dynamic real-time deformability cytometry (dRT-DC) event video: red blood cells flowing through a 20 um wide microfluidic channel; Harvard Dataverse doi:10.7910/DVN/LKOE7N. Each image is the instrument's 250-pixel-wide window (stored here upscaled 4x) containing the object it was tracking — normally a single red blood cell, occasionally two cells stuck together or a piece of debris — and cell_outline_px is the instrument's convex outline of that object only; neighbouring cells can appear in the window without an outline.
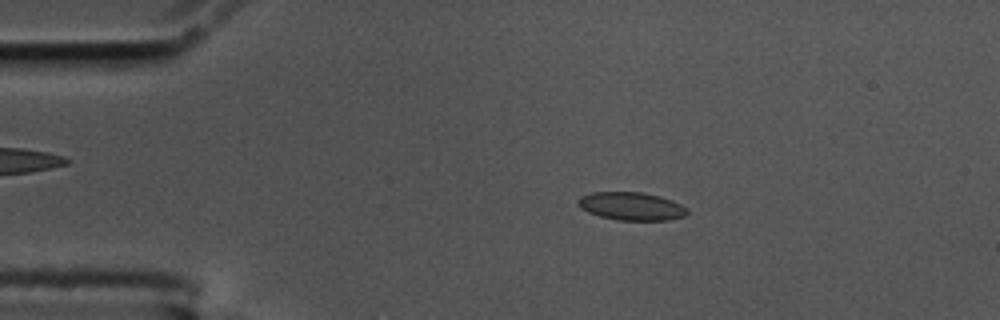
{"species": "common noctule bat (a hibernating species)", "species_latin": "Nyctalus noctula", "temperature_condition": "cold", "stored_images_in_passage": 58, "camera_frame_rate_fps": 3000, "um_per_image_px": 0.085, "animal": {"sex": "male", "body_mass_g": 17.5, "forearm_length_mm": 52.3}, "frame": {"image": 1, "passage_image": 11, "time_ms": 3.333, "image_size_px": [1000, 320], "cell_outline_px": [[688, 212], [684, 216], [668, 220], [616, 220], [600, 216], [588, 212], [580, 208], [576, 204], [576, 200], [580, 196], [592, 192], [640, 192], [660, 196], [672, 200], [688, 208]], "centroid_in_image_um": [53.63, 17.52], "position_along_channel_um": 31.4, "area_um2": 17.98}}
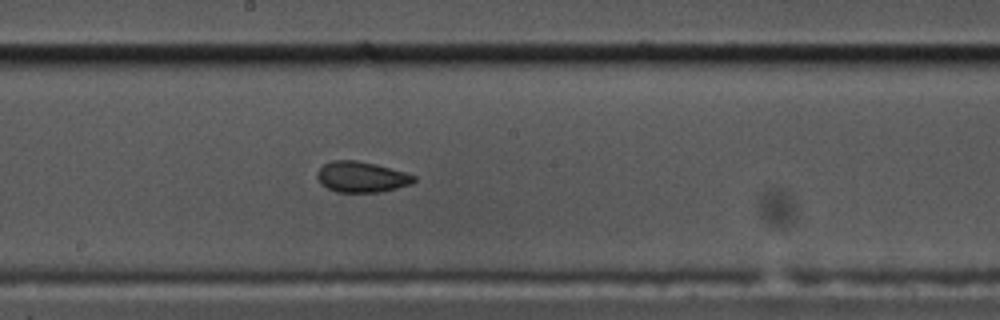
{"frame": {"image": 2, "passage_image": 31, "time_ms": 10.0, "image_size_px": [1000, 320], "cell_outline_px": [[416, 180], [412, 184], [380, 192], [336, 192], [320, 184], [316, 176], [316, 172], [324, 164], [332, 160], [356, 160], [376, 164], [404, 172], [416, 176]], "centroid_in_image_um": [30.71, 15.04], "position_along_channel_um": 217.5, "area_um2": 17.4}}
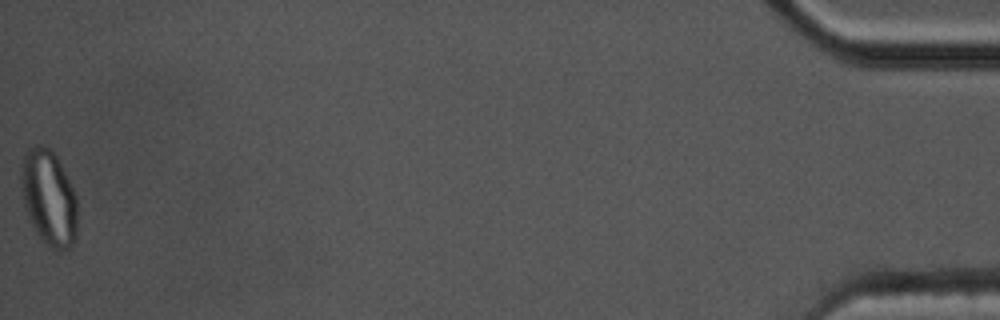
{"frame": {"image": 3, "passage_image": 58, "time_ms": 19.0, "image_size_px": [1000, 320], "cell_outline_px": [[76, 236], [72, 248], [52, 248], [36, 232], [24, 208], [20, 188], [20, 168], [24, 152], [28, 148], [36, 144], [48, 144], [56, 156], [76, 196]], "centroid_in_image_um": [4.1, 16.73], "position_along_channel_um": 431.1, "area_um2": 31.39}, "authors_computed_cell_mechanics": {"area_um2": 17.8313, "velocity_mm_per_s": 3.4719, "shape_relaxation_time_tau1_ms": null, "shape_relaxation_time_tau2_ms": 1.9017, "deformation_change_tau1": null, "deformation_change_tau2": 0.0471}}